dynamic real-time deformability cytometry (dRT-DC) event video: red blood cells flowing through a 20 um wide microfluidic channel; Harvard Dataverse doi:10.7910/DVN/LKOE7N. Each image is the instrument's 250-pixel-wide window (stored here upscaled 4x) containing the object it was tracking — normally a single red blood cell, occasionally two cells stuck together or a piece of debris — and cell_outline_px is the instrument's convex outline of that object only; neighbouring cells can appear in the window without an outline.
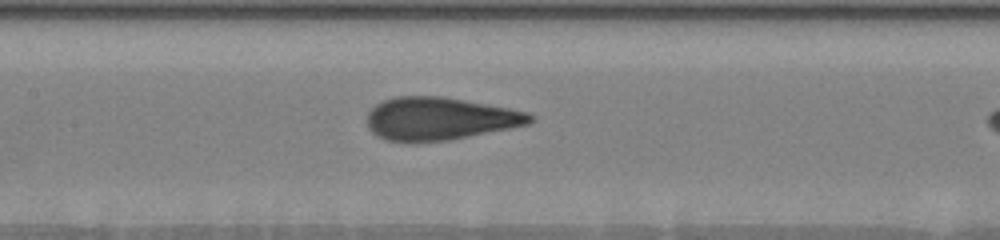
{"species": "human", "species_latin": "Homo sapiens", "temperature_condition": "warm", "stored_images_in_passage": 11, "camera_frame_rate_fps": 3000, "um_per_image_px": 0.085, "donor": {"sex": "male"}, "frame": {"image": 1, "passage_image": 10, "time_ms": 7.0, "image_size_px": [1000, 240], "cell_outline_px": [[536, 120], [528, 124], [512, 128], [448, 140], [412, 144], [388, 140], [376, 136], [368, 128], [368, 112], [376, 104], [384, 100], [396, 96], [444, 96], [508, 108], [528, 112], [536, 116]], "centroid_in_image_um": [37.38, 10.1], "position_along_channel_um": 170.0, "area_um2": 41.15}}